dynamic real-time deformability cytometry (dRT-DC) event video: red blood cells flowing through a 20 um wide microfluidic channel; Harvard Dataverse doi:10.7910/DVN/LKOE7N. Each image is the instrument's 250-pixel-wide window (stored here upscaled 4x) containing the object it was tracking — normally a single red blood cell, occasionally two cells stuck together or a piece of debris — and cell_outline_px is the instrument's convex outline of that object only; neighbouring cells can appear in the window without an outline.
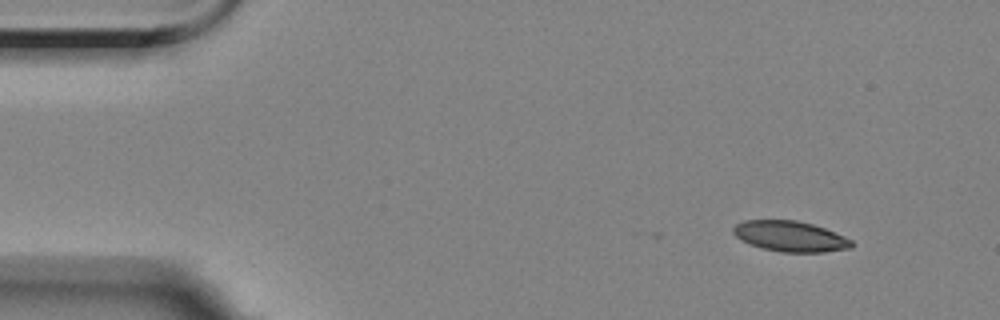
{"species": "Egyptian fruit bat (a non-hibernating species)", "species_latin": "Rousettus aegyptiacus", "temperature_condition": "room temperature", "stored_images_in_passage": 3, "camera_frame_rate_fps": 3000, "um_per_image_px": 0.085, "animal": {"sex": "female"}, "frame": {"image": 1, "passage_image": 1, "time_ms": 0.0, "image_size_px": [1000, 320], "cell_outline_px": [[852, 248], [824, 252], [780, 252], [764, 248], [752, 244], [736, 236], [732, 232], [732, 228], [736, 224], [744, 220], [796, 220], [812, 224], [824, 228], [844, 236], [852, 240]], "centroid_in_image_um": [67.18, 20.08], "position_along_channel_um": 17.8, "area_um2": 20.87}}
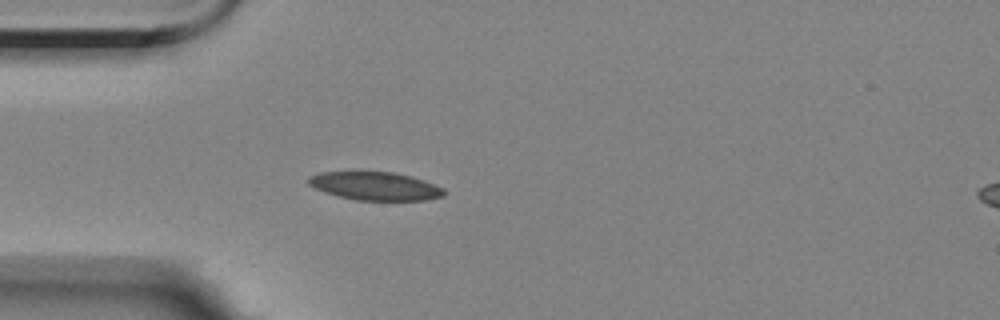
{"frame": {"image": 2, "passage_image": 3, "time_ms": 3.333, "image_size_px": [1000, 320], "cell_outline_px": [[448, 192], [444, 196], [424, 200], [356, 200], [324, 192], [308, 184], [308, 176], [320, 172], [392, 172], [412, 176], [424, 180], [444, 188]], "centroid_in_image_um": [31.93, 15.81], "position_along_channel_um": 53.1, "area_um2": 22.31}}